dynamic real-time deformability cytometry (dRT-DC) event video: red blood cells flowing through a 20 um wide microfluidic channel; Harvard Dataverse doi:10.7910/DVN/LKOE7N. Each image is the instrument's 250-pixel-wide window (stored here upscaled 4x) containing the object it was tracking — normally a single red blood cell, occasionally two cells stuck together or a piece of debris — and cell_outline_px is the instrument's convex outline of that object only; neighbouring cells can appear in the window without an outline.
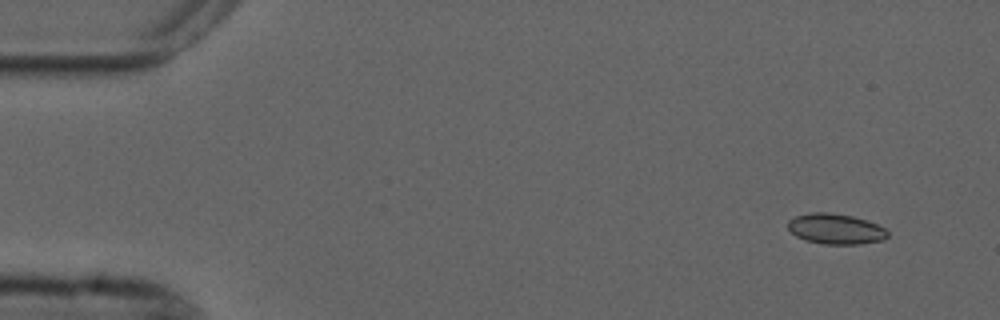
{"species": "common noctule bat (a hibernating species)", "species_latin": "Nyctalus noctula", "temperature_condition": "cold", "stored_images_in_passage": 6, "camera_frame_rate_fps": 3000, "um_per_image_px": 0.085, "animal": {"sex": "male", "forearm_length_mm": 52.5}, "frame": {"image": 1, "passage_image": 1, "time_ms": 0.0, "image_size_px": [1000, 320], "cell_outline_px": [[888, 236], [884, 240], [860, 244], [824, 244], [804, 240], [796, 236], [788, 228], [788, 220], [796, 216], [808, 212], [828, 212], [852, 216], [876, 224], [884, 228], [888, 232]], "centroid_in_image_um": [71.01, 19.46], "position_along_channel_um": 14.0, "area_um2": 17.69}}
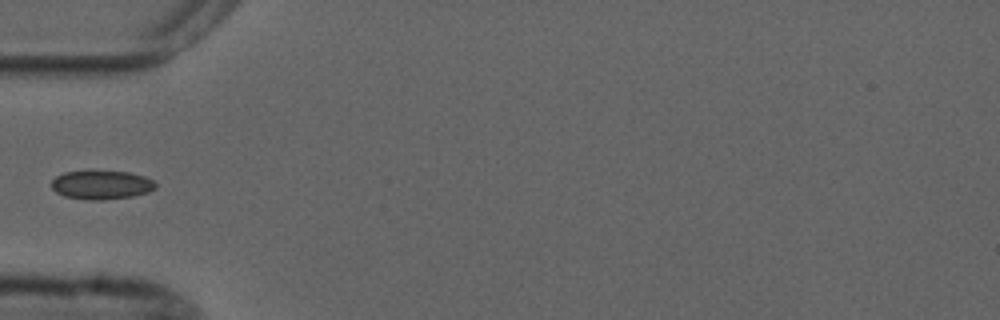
{"frame": {"image": 2, "passage_image": 5, "time_ms": 4.667, "image_size_px": [1000, 320], "cell_outline_px": [[156, 188], [148, 192], [132, 196], [104, 200], [88, 200], [64, 196], [56, 192], [52, 188], [52, 180], [56, 176], [64, 172], [88, 168], [128, 172], [144, 176], [152, 180], [156, 184]], "centroid_in_image_um": [8.59, 15.67], "position_along_channel_um": 76.4, "area_um2": 18.15}}
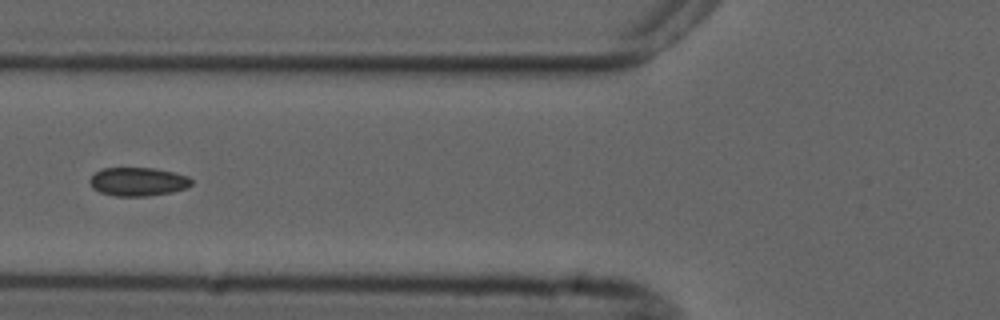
{"frame": {"image": 3, "passage_image": 6, "time_ms": 5.667, "image_size_px": [1000, 320], "cell_outline_px": [[192, 184], [188, 188], [172, 192], [148, 196], [116, 196], [100, 192], [92, 188], [88, 180], [96, 172], [104, 168], [156, 168], [188, 176], [192, 180]], "centroid_in_image_um": [11.74, 15.45], "position_along_channel_um": 114.1, "area_um2": 16.99}}